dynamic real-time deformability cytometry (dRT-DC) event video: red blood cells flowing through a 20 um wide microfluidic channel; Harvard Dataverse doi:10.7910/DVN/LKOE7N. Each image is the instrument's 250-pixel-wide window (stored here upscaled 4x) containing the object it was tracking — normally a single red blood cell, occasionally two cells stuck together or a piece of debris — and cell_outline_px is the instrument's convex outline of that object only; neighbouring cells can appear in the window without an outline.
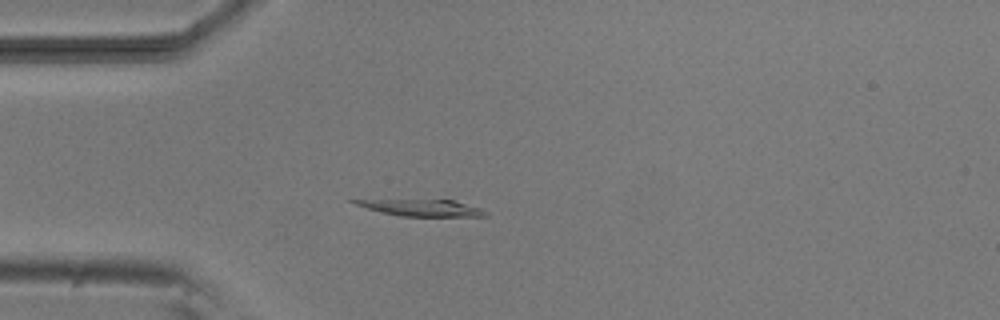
{"species": "common noctule bat (a hibernating species)", "species_latin": "Nyctalus noctula", "temperature_condition": "room temperature", "stored_images_in_passage": 1, "camera_frame_rate_fps": 3000, "um_per_image_px": 0.085, "animal": {"sex": "male", "body_mass_g": 20.5, "forearm_length_mm": 52.5}, "frame": {"image": 1, "passage_image": 1, "time_ms": 0.0, "image_size_px": [1000, 320], "cell_outline_px": [[488, 216], [400, 216], [368, 208], [356, 204], [348, 200], [452, 200], [480, 208], [488, 212]], "centroid_in_image_um": [35.93, 17.66], "position_along_channel_um": 49.1, "area_um2": 12.2}}